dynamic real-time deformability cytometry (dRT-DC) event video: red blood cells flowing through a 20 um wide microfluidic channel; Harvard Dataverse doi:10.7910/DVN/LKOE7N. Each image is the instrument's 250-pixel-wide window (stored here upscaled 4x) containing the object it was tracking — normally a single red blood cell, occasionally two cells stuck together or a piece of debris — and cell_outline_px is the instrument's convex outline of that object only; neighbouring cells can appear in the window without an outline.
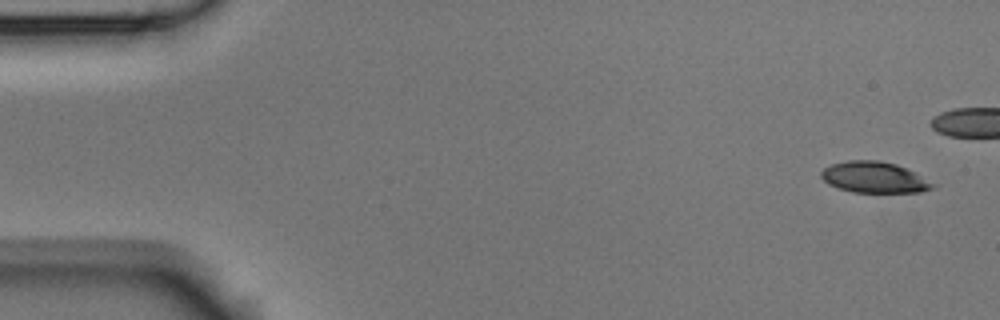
{"species": "Egyptian fruit bat (a non-hibernating species)", "species_latin": "Rousettus aegyptiacus", "temperature_condition": "room temperature", "stored_images_in_passage": 7, "camera_frame_rate_fps": 3000, "um_per_image_px": 0.085, "animal": {"sex": "male"}, "frame": {"image": 1, "passage_image": 1, "time_ms": 0.0, "image_size_px": [1000, 320], "cell_outline_px": [[936, 184], [932, 188], [920, 192], [852, 192], [828, 184], [820, 176], [820, 172], [824, 168], [832, 164], [848, 160], [876, 160], [896, 164]], "centroid_in_image_um": [74.27, 15.07], "position_along_channel_um": 10.7, "area_um2": 19.88}}
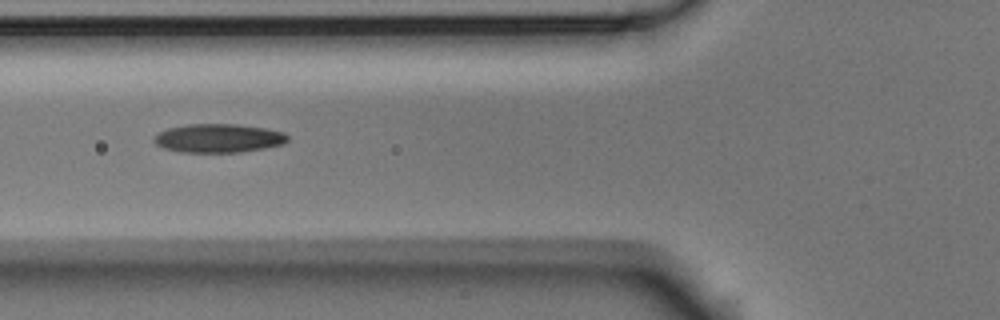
{"frame": {"image": 2, "passage_image": 7, "time_ms": 2.0, "image_size_px": [1000, 320], "cell_outline_px": [[288, 140], [284, 144], [264, 148], [240, 152], [180, 152], [164, 148], [156, 144], [152, 140], [160, 132], [168, 128], [188, 124], [236, 124], [264, 128], [284, 132], [288, 136]], "centroid_in_image_um": [18.58, 11.75], "position_along_channel_um": 107.2, "area_um2": 22.25}}